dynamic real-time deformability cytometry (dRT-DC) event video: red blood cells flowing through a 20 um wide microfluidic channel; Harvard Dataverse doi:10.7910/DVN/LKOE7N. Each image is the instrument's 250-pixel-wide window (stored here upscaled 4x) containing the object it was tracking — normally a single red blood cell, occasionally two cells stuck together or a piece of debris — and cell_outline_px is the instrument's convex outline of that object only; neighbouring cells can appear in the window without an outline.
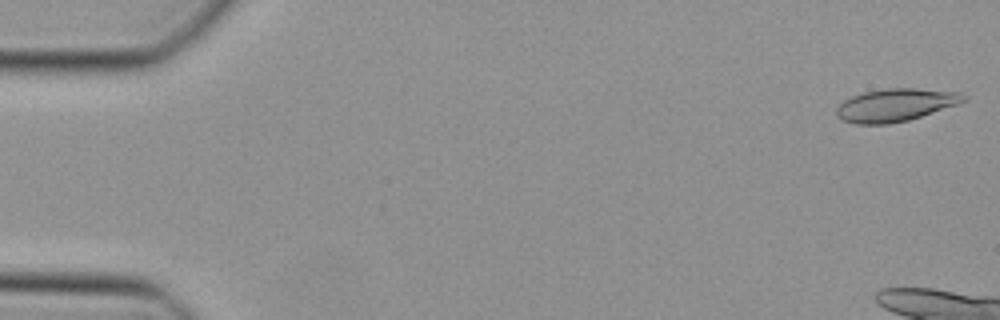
{"species": "Egyptian fruit bat (a non-hibernating species)", "species_latin": "Rousettus aegyptiacus", "temperature_condition": "cold", "stored_images_in_passage": 9, "camera_frame_rate_fps": 3000, "um_per_image_px": 0.085, "animal": {"sex": "female"}, "frame": {"image": 1, "passage_image": 1, "time_ms": 0.0, "image_size_px": [1000, 320], "cell_outline_px": [[968, 100], [960, 104], [908, 120], [888, 124], [856, 124], [844, 120], [836, 116], [836, 108], [844, 100], [852, 96], [864, 92], [888, 88], [916, 88], [960, 92], [968, 96]], "centroid_in_image_um": [76.17, 8.92], "position_along_channel_um": 8.8, "area_um2": 24.39}}